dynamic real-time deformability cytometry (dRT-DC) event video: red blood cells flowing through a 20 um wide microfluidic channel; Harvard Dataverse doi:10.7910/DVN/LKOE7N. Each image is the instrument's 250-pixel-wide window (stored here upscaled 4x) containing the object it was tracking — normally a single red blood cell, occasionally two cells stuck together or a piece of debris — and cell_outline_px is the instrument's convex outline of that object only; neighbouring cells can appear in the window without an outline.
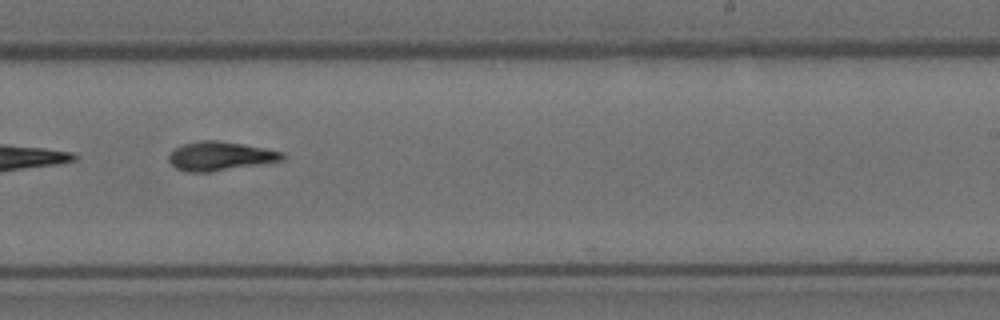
{"species": "Egyptian fruit bat (a non-hibernating species)", "species_latin": "Rousettus aegyptiacus", "temperature_condition": "room temperature", "stored_images_in_passage": 12, "camera_frame_rate_fps": 3000, "um_per_image_px": 0.085, "animal": {"sex": "female"}, "frame": {"image": 1, "passage_image": 9, "time_ms": 2.667, "image_size_px": [1000, 320], "cell_outline_px": [[284, 160], [208, 172], [188, 172], [176, 168], [168, 160], [168, 156], [176, 148], [184, 144], [200, 140], [216, 140], [264, 148], [284, 152]], "centroid_in_image_um": [18.7, 13.27], "position_along_channel_um": 270.3, "area_um2": 18.79}}
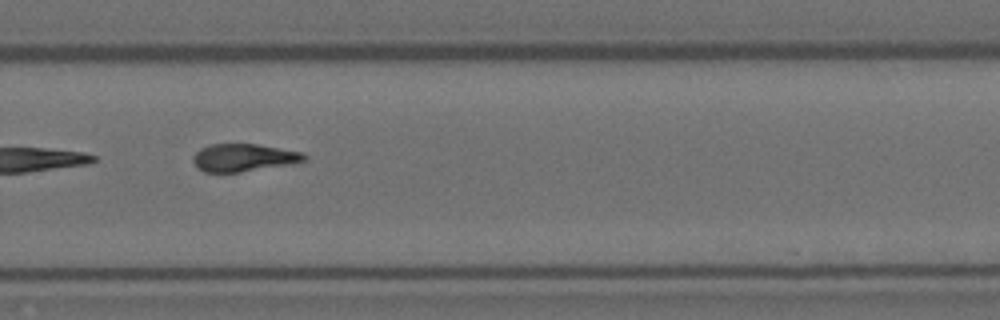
{"frame": {"image": 2, "passage_image": 10, "time_ms": 3.0, "image_size_px": [1000, 320], "cell_outline_px": [[308, 160], [292, 164], [240, 172], [204, 172], [196, 168], [192, 160], [192, 156], [200, 148], [212, 144], [256, 144], [304, 152], [308, 156]], "centroid_in_image_um": [20.72, 13.4], "position_along_channel_um": 309.1, "area_um2": 18.15}}